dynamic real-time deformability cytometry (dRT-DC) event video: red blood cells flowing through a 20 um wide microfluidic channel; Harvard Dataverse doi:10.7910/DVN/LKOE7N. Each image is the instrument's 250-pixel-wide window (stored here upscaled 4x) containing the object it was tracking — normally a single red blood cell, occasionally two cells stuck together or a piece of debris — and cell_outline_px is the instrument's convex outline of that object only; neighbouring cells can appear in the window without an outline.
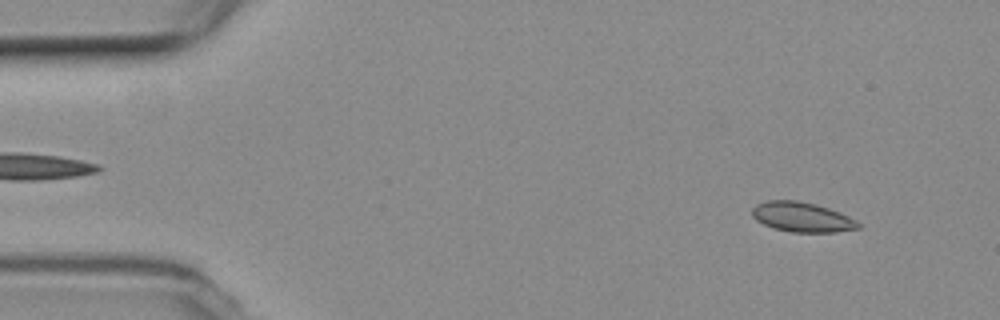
{"species": "common noctule bat (a hibernating species)", "species_latin": "Nyctalus noctula", "temperature_condition": "room temperature", "stored_images_in_passage": 53, "camera_frame_rate_fps": 3000, "um_per_image_px": 0.085, "animal": {"sex": "female", "body_mass_g": 19.3, "forearm_length_mm": 54.1}, "frame": {"image": 1, "passage_image": 4, "time_ms": 1.0, "image_size_px": [1000, 320], "cell_outline_px": [[860, 228], [836, 232], [792, 232], [772, 228], [756, 220], [752, 216], [752, 208], [756, 204], [768, 200], [796, 200], [816, 204], [840, 212], [856, 220], [860, 224]], "centroid_in_image_um": [68.16, 18.45], "position_along_channel_um": 16.8, "area_um2": 18.5}}
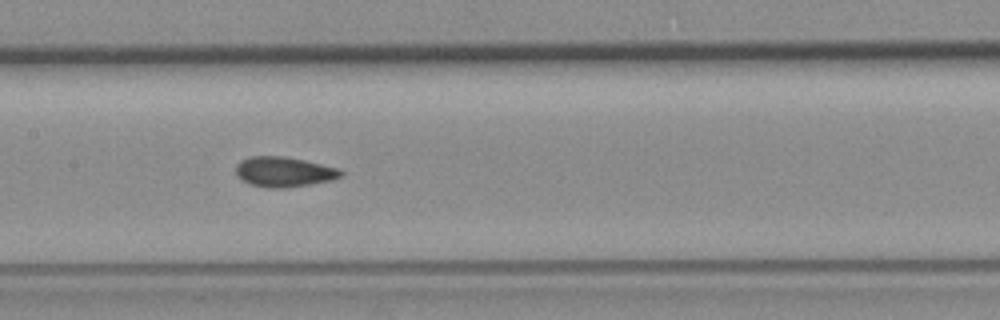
{"frame": {"image": 2, "passage_image": 25, "time_ms": 8.0, "image_size_px": [1000, 320], "cell_outline_px": [[344, 176], [332, 180], [288, 188], [268, 188], [252, 184], [240, 180], [236, 176], [236, 164], [240, 160], [252, 156], [280, 156], [304, 160], [340, 168], [344, 172]], "centroid_in_image_um": [24.15, 14.61], "position_along_channel_um": 183.3, "area_um2": 18.61}}
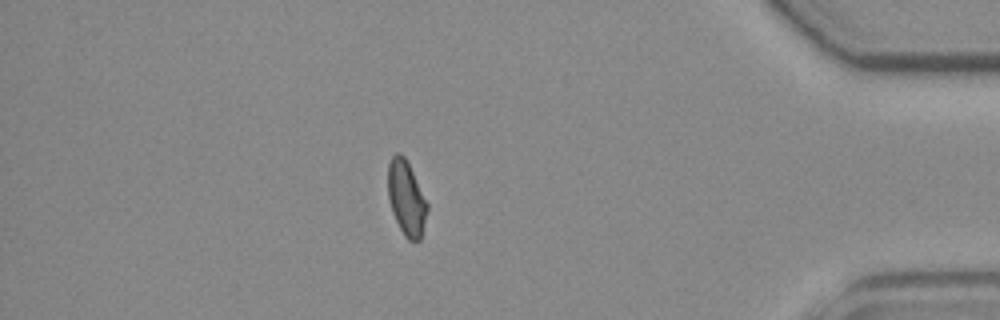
{"frame": {"image": 3, "passage_image": 46, "time_ms": 15.0, "image_size_px": [1000, 320], "cell_outline_px": [[428, 208], [420, 240], [408, 240], [404, 236], [392, 212], [388, 200], [388, 164], [392, 156], [396, 152], [400, 152], [404, 156], [428, 204]], "centroid_in_image_um": [34.52, 16.84], "position_along_channel_um": 400.7, "area_um2": 16.88}}